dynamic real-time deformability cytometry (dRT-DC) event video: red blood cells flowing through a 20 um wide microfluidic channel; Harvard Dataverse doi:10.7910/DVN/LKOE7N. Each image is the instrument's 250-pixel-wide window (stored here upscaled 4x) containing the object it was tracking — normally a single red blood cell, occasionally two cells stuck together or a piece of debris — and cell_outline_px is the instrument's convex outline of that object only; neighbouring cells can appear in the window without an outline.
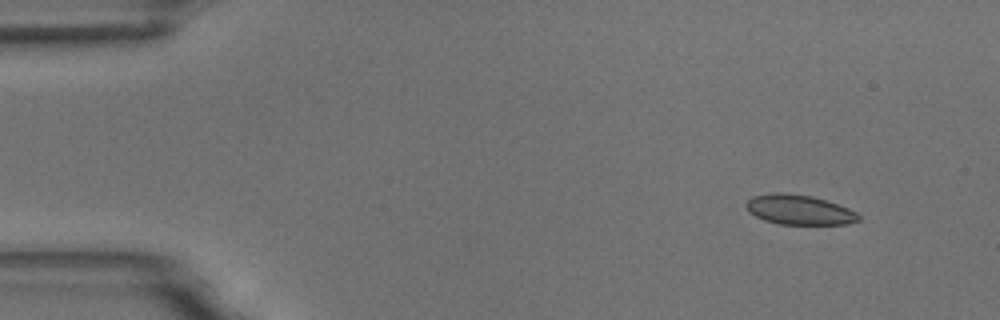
{"species": "common noctule bat (a hibernating species)", "species_latin": "Nyctalus noctula", "temperature_condition": "room temperature", "stored_images_in_passage": 4, "segment_of_instrument_passage": [2, 2], "camera_frame_rate_fps": 3000, "um_per_image_px": 0.085, "animal": {"sex": "male", "body_mass_g": 18.8}, "frame": {"image": 1, "passage_image": 4, "time_ms": 4.333, "image_size_px": [1000, 320], "cell_outline_px": [[860, 220], [848, 224], [780, 224], [764, 220], [748, 212], [744, 204], [752, 196], [776, 192], [780, 192], [812, 196], [848, 208], [856, 212], [860, 216]], "centroid_in_image_um": [67.9, 17.83], "position_along_channel_um": 17.1, "area_um2": 19.48}}